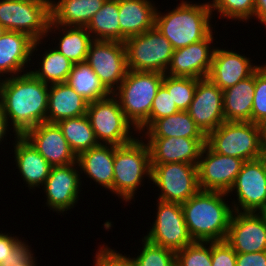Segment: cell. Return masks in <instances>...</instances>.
<instances>
[{
    "label": "cell",
    "instance_id": "1",
    "mask_svg": "<svg viewBox=\"0 0 266 266\" xmlns=\"http://www.w3.org/2000/svg\"><path fill=\"white\" fill-rule=\"evenodd\" d=\"M26 73L3 79L0 107L15 136L46 122L49 84Z\"/></svg>",
    "mask_w": 266,
    "mask_h": 266
},
{
    "label": "cell",
    "instance_id": "2",
    "mask_svg": "<svg viewBox=\"0 0 266 266\" xmlns=\"http://www.w3.org/2000/svg\"><path fill=\"white\" fill-rule=\"evenodd\" d=\"M226 196L225 192L199 190L181 204L187 230L193 241L226 239L234 213L232 205L225 202Z\"/></svg>",
    "mask_w": 266,
    "mask_h": 266
},
{
    "label": "cell",
    "instance_id": "3",
    "mask_svg": "<svg viewBox=\"0 0 266 266\" xmlns=\"http://www.w3.org/2000/svg\"><path fill=\"white\" fill-rule=\"evenodd\" d=\"M209 2L193 4L182 0L166 14L157 9L155 27L171 42L174 50L202 41L213 31Z\"/></svg>",
    "mask_w": 266,
    "mask_h": 266
},
{
    "label": "cell",
    "instance_id": "4",
    "mask_svg": "<svg viewBox=\"0 0 266 266\" xmlns=\"http://www.w3.org/2000/svg\"><path fill=\"white\" fill-rule=\"evenodd\" d=\"M164 74L128 70L125 79L112 93L126 119L141 134L149 127L152 102L162 85Z\"/></svg>",
    "mask_w": 266,
    "mask_h": 266
},
{
    "label": "cell",
    "instance_id": "5",
    "mask_svg": "<svg viewBox=\"0 0 266 266\" xmlns=\"http://www.w3.org/2000/svg\"><path fill=\"white\" fill-rule=\"evenodd\" d=\"M113 171V194L126 203L132 201L142 180L145 177L151 180L150 149L146 140L136 137L128 144L115 146Z\"/></svg>",
    "mask_w": 266,
    "mask_h": 266
},
{
    "label": "cell",
    "instance_id": "6",
    "mask_svg": "<svg viewBox=\"0 0 266 266\" xmlns=\"http://www.w3.org/2000/svg\"><path fill=\"white\" fill-rule=\"evenodd\" d=\"M206 145L216 153L244 161L264 157L260 128L253 122L224 121L206 135Z\"/></svg>",
    "mask_w": 266,
    "mask_h": 266
},
{
    "label": "cell",
    "instance_id": "7",
    "mask_svg": "<svg viewBox=\"0 0 266 266\" xmlns=\"http://www.w3.org/2000/svg\"><path fill=\"white\" fill-rule=\"evenodd\" d=\"M50 21L51 0H0V25L8 31L43 41Z\"/></svg>",
    "mask_w": 266,
    "mask_h": 266
},
{
    "label": "cell",
    "instance_id": "8",
    "mask_svg": "<svg viewBox=\"0 0 266 266\" xmlns=\"http://www.w3.org/2000/svg\"><path fill=\"white\" fill-rule=\"evenodd\" d=\"M128 70L165 74L174 49L171 42L154 27L124 42Z\"/></svg>",
    "mask_w": 266,
    "mask_h": 266
},
{
    "label": "cell",
    "instance_id": "9",
    "mask_svg": "<svg viewBox=\"0 0 266 266\" xmlns=\"http://www.w3.org/2000/svg\"><path fill=\"white\" fill-rule=\"evenodd\" d=\"M86 116L99 144L122 146L136 138L130 131L137 130L126 119L118 99L113 94L89 102Z\"/></svg>",
    "mask_w": 266,
    "mask_h": 266
},
{
    "label": "cell",
    "instance_id": "10",
    "mask_svg": "<svg viewBox=\"0 0 266 266\" xmlns=\"http://www.w3.org/2000/svg\"><path fill=\"white\" fill-rule=\"evenodd\" d=\"M151 181L161 190L158 200L164 202L182 204L200 190L195 164H151Z\"/></svg>",
    "mask_w": 266,
    "mask_h": 266
},
{
    "label": "cell",
    "instance_id": "11",
    "mask_svg": "<svg viewBox=\"0 0 266 266\" xmlns=\"http://www.w3.org/2000/svg\"><path fill=\"white\" fill-rule=\"evenodd\" d=\"M85 62L111 94L128 72L125 46L119 41L93 40Z\"/></svg>",
    "mask_w": 266,
    "mask_h": 266
},
{
    "label": "cell",
    "instance_id": "12",
    "mask_svg": "<svg viewBox=\"0 0 266 266\" xmlns=\"http://www.w3.org/2000/svg\"><path fill=\"white\" fill-rule=\"evenodd\" d=\"M234 190L237 196V200L231 202L234 211L262 212L266 208V159L264 157L243 163L227 195L230 196Z\"/></svg>",
    "mask_w": 266,
    "mask_h": 266
},
{
    "label": "cell",
    "instance_id": "13",
    "mask_svg": "<svg viewBox=\"0 0 266 266\" xmlns=\"http://www.w3.org/2000/svg\"><path fill=\"white\" fill-rule=\"evenodd\" d=\"M156 219L144 238L152 244L178 251L193 242L184 219L182 205L157 200Z\"/></svg>",
    "mask_w": 266,
    "mask_h": 266
},
{
    "label": "cell",
    "instance_id": "14",
    "mask_svg": "<svg viewBox=\"0 0 266 266\" xmlns=\"http://www.w3.org/2000/svg\"><path fill=\"white\" fill-rule=\"evenodd\" d=\"M245 161L212 151L204 145L198 168V185L200 190L228 193Z\"/></svg>",
    "mask_w": 266,
    "mask_h": 266
},
{
    "label": "cell",
    "instance_id": "15",
    "mask_svg": "<svg viewBox=\"0 0 266 266\" xmlns=\"http://www.w3.org/2000/svg\"><path fill=\"white\" fill-rule=\"evenodd\" d=\"M77 166V167H76ZM77 162L64 166L51 167L46 182L43 184L48 209L63 213L77 204L81 187V177Z\"/></svg>",
    "mask_w": 266,
    "mask_h": 266
},
{
    "label": "cell",
    "instance_id": "16",
    "mask_svg": "<svg viewBox=\"0 0 266 266\" xmlns=\"http://www.w3.org/2000/svg\"><path fill=\"white\" fill-rule=\"evenodd\" d=\"M225 241L237 253L266 251V219L261 212L234 211Z\"/></svg>",
    "mask_w": 266,
    "mask_h": 266
},
{
    "label": "cell",
    "instance_id": "17",
    "mask_svg": "<svg viewBox=\"0 0 266 266\" xmlns=\"http://www.w3.org/2000/svg\"><path fill=\"white\" fill-rule=\"evenodd\" d=\"M188 113L207 135L225 121L223 91L208 77L197 79V86Z\"/></svg>",
    "mask_w": 266,
    "mask_h": 266
},
{
    "label": "cell",
    "instance_id": "18",
    "mask_svg": "<svg viewBox=\"0 0 266 266\" xmlns=\"http://www.w3.org/2000/svg\"><path fill=\"white\" fill-rule=\"evenodd\" d=\"M212 33L202 41L174 50L165 74L173 77L207 78L215 51V47L210 46L214 38Z\"/></svg>",
    "mask_w": 266,
    "mask_h": 266
},
{
    "label": "cell",
    "instance_id": "19",
    "mask_svg": "<svg viewBox=\"0 0 266 266\" xmlns=\"http://www.w3.org/2000/svg\"><path fill=\"white\" fill-rule=\"evenodd\" d=\"M23 136L52 167L76 163L77 156L57 123H40L28 130Z\"/></svg>",
    "mask_w": 266,
    "mask_h": 266
},
{
    "label": "cell",
    "instance_id": "20",
    "mask_svg": "<svg viewBox=\"0 0 266 266\" xmlns=\"http://www.w3.org/2000/svg\"><path fill=\"white\" fill-rule=\"evenodd\" d=\"M150 149L151 164L172 162L198 165L206 138L144 137Z\"/></svg>",
    "mask_w": 266,
    "mask_h": 266
},
{
    "label": "cell",
    "instance_id": "21",
    "mask_svg": "<svg viewBox=\"0 0 266 266\" xmlns=\"http://www.w3.org/2000/svg\"><path fill=\"white\" fill-rule=\"evenodd\" d=\"M41 42L34 41L27 34L6 30L0 37V76L6 78L4 74L13 77L26 73L24 69L29 68L32 54Z\"/></svg>",
    "mask_w": 266,
    "mask_h": 266
},
{
    "label": "cell",
    "instance_id": "22",
    "mask_svg": "<svg viewBox=\"0 0 266 266\" xmlns=\"http://www.w3.org/2000/svg\"><path fill=\"white\" fill-rule=\"evenodd\" d=\"M251 61L245 55L216 47L208 78L222 91L226 90L247 79L260 67Z\"/></svg>",
    "mask_w": 266,
    "mask_h": 266
},
{
    "label": "cell",
    "instance_id": "23",
    "mask_svg": "<svg viewBox=\"0 0 266 266\" xmlns=\"http://www.w3.org/2000/svg\"><path fill=\"white\" fill-rule=\"evenodd\" d=\"M15 139L13 156L23 181L29 189L40 188L52 166L24 136H15Z\"/></svg>",
    "mask_w": 266,
    "mask_h": 266
},
{
    "label": "cell",
    "instance_id": "24",
    "mask_svg": "<svg viewBox=\"0 0 266 266\" xmlns=\"http://www.w3.org/2000/svg\"><path fill=\"white\" fill-rule=\"evenodd\" d=\"M115 146L99 144L77 156L79 171L113 193Z\"/></svg>",
    "mask_w": 266,
    "mask_h": 266
},
{
    "label": "cell",
    "instance_id": "25",
    "mask_svg": "<svg viewBox=\"0 0 266 266\" xmlns=\"http://www.w3.org/2000/svg\"><path fill=\"white\" fill-rule=\"evenodd\" d=\"M88 103L67 83L50 84L46 122L58 123L86 115Z\"/></svg>",
    "mask_w": 266,
    "mask_h": 266
},
{
    "label": "cell",
    "instance_id": "26",
    "mask_svg": "<svg viewBox=\"0 0 266 266\" xmlns=\"http://www.w3.org/2000/svg\"><path fill=\"white\" fill-rule=\"evenodd\" d=\"M156 11L150 0H119L121 42L154 28Z\"/></svg>",
    "mask_w": 266,
    "mask_h": 266
},
{
    "label": "cell",
    "instance_id": "27",
    "mask_svg": "<svg viewBox=\"0 0 266 266\" xmlns=\"http://www.w3.org/2000/svg\"><path fill=\"white\" fill-rule=\"evenodd\" d=\"M255 91V72L247 79L223 90L225 121L251 122V110Z\"/></svg>",
    "mask_w": 266,
    "mask_h": 266
},
{
    "label": "cell",
    "instance_id": "28",
    "mask_svg": "<svg viewBox=\"0 0 266 266\" xmlns=\"http://www.w3.org/2000/svg\"><path fill=\"white\" fill-rule=\"evenodd\" d=\"M106 0H51V21L61 26L86 27Z\"/></svg>",
    "mask_w": 266,
    "mask_h": 266
},
{
    "label": "cell",
    "instance_id": "29",
    "mask_svg": "<svg viewBox=\"0 0 266 266\" xmlns=\"http://www.w3.org/2000/svg\"><path fill=\"white\" fill-rule=\"evenodd\" d=\"M185 137L206 138L188 111H179L170 116L155 120L140 137Z\"/></svg>",
    "mask_w": 266,
    "mask_h": 266
},
{
    "label": "cell",
    "instance_id": "30",
    "mask_svg": "<svg viewBox=\"0 0 266 266\" xmlns=\"http://www.w3.org/2000/svg\"><path fill=\"white\" fill-rule=\"evenodd\" d=\"M55 30H58L59 32L62 31L63 35L58 39L59 43L54 48L57 49L66 58L71 60L74 64L85 62L89 46L93 41L91 34L87 31V28L76 26H61L50 21L47 37L52 31L55 33Z\"/></svg>",
    "mask_w": 266,
    "mask_h": 266
},
{
    "label": "cell",
    "instance_id": "31",
    "mask_svg": "<svg viewBox=\"0 0 266 266\" xmlns=\"http://www.w3.org/2000/svg\"><path fill=\"white\" fill-rule=\"evenodd\" d=\"M86 28L93 40L121 42L119 0H106Z\"/></svg>",
    "mask_w": 266,
    "mask_h": 266
},
{
    "label": "cell",
    "instance_id": "32",
    "mask_svg": "<svg viewBox=\"0 0 266 266\" xmlns=\"http://www.w3.org/2000/svg\"><path fill=\"white\" fill-rule=\"evenodd\" d=\"M66 83L88 102L103 99L111 94L86 62L73 65Z\"/></svg>",
    "mask_w": 266,
    "mask_h": 266
},
{
    "label": "cell",
    "instance_id": "33",
    "mask_svg": "<svg viewBox=\"0 0 266 266\" xmlns=\"http://www.w3.org/2000/svg\"><path fill=\"white\" fill-rule=\"evenodd\" d=\"M57 124L76 156L99 145L86 115L64 119Z\"/></svg>",
    "mask_w": 266,
    "mask_h": 266
},
{
    "label": "cell",
    "instance_id": "34",
    "mask_svg": "<svg viewBox=\"0 0 266 266\" xmlns=\"http://www.w3.org/2000/svg\"><path fill=\"white\" fill-rule=\"evenodd\" d=\"M48 50V51H47ZM38 69L29 70L36 78L44 83H66L74 63L61 54L57 49H47Z\"/></svg>",
    "mask_w": 266,
    "mask_h": 266
},
{
    "label": "cell",
    "instance_id": "35",
    "mask_svg": "<svg viewBox=\"0 0 266 266\" xmlns=\"http://www.w3.org/2000/svg\"><path fill=\"white\" fill-rule=\"evenodd\" d=\"M162 85L171 92L173 102L179 111H188L197 86V79L191 77H173L164 74Z\"/></svg>",
    "mask_w": 266,
    "mask_h": 266
},
{
    "label": "cell",
    "instance_id": "36",
    "mask_svg": "<svg viewBox=\"0 0 266 266\" xmlns=\"http://www.w3.org/2000/svg\"><path fill=\"white\" fill-rule=\"evenodd\" d=\"M142 249L136 258L130 257L135 266H176V252L150 243L144 237Z\"/></svg>",
    "mask_w": 266,
    "mask_h": 266
},
{
    "label": "cell",
    "instance_id": "37",
    "mask_svg": "<svg viewBox=\"0 0 266 266\" xmlns=\"http://www.w3.org/2000/svg\"><path fill=\"white\" fill-rule=\"evenodd\" d=\"M210 4L212 16L214 11H218L220 17L228 20L247 21L254 18V0H212Z\"/></svg>",
    "mask_w": 266,
    "mask_h": 266
},
{
    "label": "cell",
    "instance_id": "38",
    "mask_svg": "<svg viewBox=\"0 0 266 266\" xmlns=\"http://www.w3.org/2000/svg\"><path fill=\"white\" fill-rule=\"evenodd\" d=\"M32 253L26 242L19 237L0 233V265L13 266L22 263Z\"/></svg>",
    "mask_w": 266,
    "mask_h": 266
},
{
    "label": "cell",
    "instance_id": "39",
    "mask_svg": "<svg viewBox=\"0 0 266 266\" xmlns=\"http://www.w3.org/2000/svg\"><path fill=\"white\" fill-rule=\"evenodd\" d=\"M211 251L212 242L193 241L176 251V266H212Z\"/></svg>",
    "mask_w": 266,
    "mask_h": 266
},
{
    "label": "cell",
    "instance_id": "40",
    "mask_svg": "<svg viewBox=\"0 0 266 266\" xmlns=\"http://www.w3.org/2000/svg\"><path fill=\"white\" fill-rule=\"evenodd\" d=\"M266 117V63L255 71V91L251 122L259 124Z\"/></svg>",
    "mask_w": 266,
    "mask_h": 266
},
{
    "label": "cell",
    "instance_id": "41",
    "mask_svg": "<svg viewBox=\"0 0 266 266\" xmlns=\"http://www.w3.org/2000/svg\"><path fill=\"white\" fill-rule=\"evenodd\" d=\"M179 112L171 92L161 85L152 102L151 112L149 116V126L157 119H161Z\"/></svg>",
    "mask_w": 266,
    "mask_h": 266
},
{
    "label": "cell",
    "instance_id": "42",
    "mask_svg": "<svg viewBox=\"0 0 266 266\" xmlns=\"http://www.w3.org/2000/svg\"><path fill=\"white\" fill-rule=\"evenodd\" d=\"M98 247V252L94 257V266H135L133 261L130 258V255L127 257L126 254L123 255L114 249L109 248L108 246Z\"/></svg>",
    "mask_w": 266,
    "mask_h": 266
},
{
    "label": "cell",
    "instance_id": "43",
    "mask_svg": "<svg viewBox=\"0 0 266 266\" xmlns=\"http://www.w3.org/2000/svg\"><path fill=\"white\" fill-rule=\"evenodd\" d=\"M236 255L237 253L225 240L212 242V266H237Z\"/></svg>",
    "mask_w": 266,
    "mask_h": 266
},
{
    "label": "cell",
    "instance_id": "44",
    "mask_svg": "<svg viewBox=\"0 0 266 266\" xmlns=\"http://www.w3.org/2000/svg\"><path fill=\"white\" fill-rule=\"evenodd\" d=\"M237 266H266V251L236 255Z\"/></svg>",
    "mask_w": 266,
    "mask_h": 266
},
{
    "label": "cell",
    "instance_id": "45",
    "mask_svg": "<svg viewBox=\"0 0 266 266\" xmlns=\"http://www.w3.org/2000/svg\"><path fill=\"white\" fill-rule=\"evenodd\" d=\"M255 2V19L266 27V0H254Z\"/></svg>",
    "mask_w": 266,
    "mask_h": 266
},
{
    "label": "cell",
    "instance_id": "46",
    "mask_svg": "<svg viewBox=\"0 0 266 266\" xmlns=\"http://www.w3.org/2000/svg\"><path fill=\"white\" fill-rule=\"evenodd\" d=\"M8 126H11L8 124L7 118L6 116L3 114V110L0 107V143L2 142V140L4 139L5 136H7V131L8 129H12L9 128Z\"/></svg>",
    "mask_w": 266,
    "mask_h": 266
},
{
    "label": "cell",
    "instance_id": "47",
    "mask_svg": "<svg viewBox=\"0 0 266 266\" xmlns=\"http://www.w3.org/2000/svg\"><path fill=\"white\" fill-rule=\"evenodd\" d=\"M31 253L22 263L13 266H37L36 258Z\"/></svg>",
    "mask_w": 266,
    "mask_h": 266
},
{
    "label": "cell",
    "instance_id": "48",
    "mask_svg": "<svg viewBox=\"0 0 266 266\" xmlns=\"http://www.w3.org/2000/svg\"><path fill=\"white\" fill-rule=\"evenodd\" d=\"M260 128L261 137L266 146V117L258 124Z\"/></svg>",
    "mask_w": 266,
    "mask_h": 266
},
{
    "label": "cell",
    "instance_id": "49",
    "mask_svg": "<svg viewBox=\"0 0 266 266\" xmlns=\"http://www.w3.org/2000/svg\"><path fill=\"white\" fill-rule=\"evenodd\" d=\"M6 29L0 25V37L5 33Z\"/></svg>",
    "mask_w": 266,
    "mask_h": 266
},
{
    "label": "cell",
    "instance_id": "50",
    "mask_svg": "<svg viewBox=\"0 0 266 266\" xmlns=\"http://www.w3.org/2000/svg\"><path fill=\"white\" fill-rule=\"evenodd\" d=\"M2 79V80H1ZM3 79L4 78H1V76H0V97H1V87H2V83H3Z\"/></svg>",
    "mask_w": 266,
    "mask_h": 266
},
{
    "label": "cell",
    "instance_id": "51",
    "mask_svg": "<svg viewBox=\"0 0 266 266\" xmlns=\"http://www.w3.org/2000/svg\"><path fill=\"white\" fill-rule=\"evenodd\" d=\"M266 219V208L261 212Z\"/></svg>",
    "mask_w": 266,
    "mask_h": 266
},
{
    "label": "cell",
    "instance_id": "52",
    "mask_svg": "<svg viewBox=\"0 0 266 266\" xmlns=\"http://www.w3.org/2000/svg\"><path fill=\"white\" fill-rule=\"evenodd\" d=\"M264 158L266 159V146L264 148Z\"/></svg>",
    "mask_w": 266,
    "mask_h": 266
}]
</instances>
